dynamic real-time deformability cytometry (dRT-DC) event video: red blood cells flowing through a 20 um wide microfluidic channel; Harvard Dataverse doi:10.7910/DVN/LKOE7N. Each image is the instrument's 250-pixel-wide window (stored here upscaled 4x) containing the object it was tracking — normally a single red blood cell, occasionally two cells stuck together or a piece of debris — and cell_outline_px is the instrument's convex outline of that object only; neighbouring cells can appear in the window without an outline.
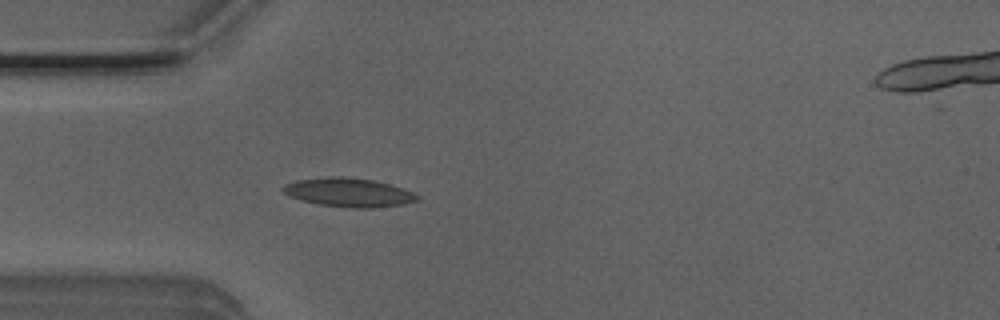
{"species": "Egyptian fruit bat (a non-hibernating species)", "species_latin": "Rousettus aegyptiacus", "temperature_condition": "room temperature", "stored_images_in_passage": 6, "camera_frame_rate_fps": 3000, "um_per_image_px": 0.085, "animal": {"sex": "male"}, "frame": {"image": 1, "passage_image": 5, "time_ms": 1.333, "image_size_px": [1000, 320], "cell_outline_px": [[420, 200], [404, 204], [372, 208], [352, 208], [320, 204], [300, 200], [288, 196], [280, 188], [284, 184], [296, 180], [328, 176], [344, 176], [372, 180], [388, 184], [412, 192], [420, 196]], "centroid_in_image_um": [29.6, 16.35], "position_along_channel_um": 55.4, "area_um2": 22.6}}